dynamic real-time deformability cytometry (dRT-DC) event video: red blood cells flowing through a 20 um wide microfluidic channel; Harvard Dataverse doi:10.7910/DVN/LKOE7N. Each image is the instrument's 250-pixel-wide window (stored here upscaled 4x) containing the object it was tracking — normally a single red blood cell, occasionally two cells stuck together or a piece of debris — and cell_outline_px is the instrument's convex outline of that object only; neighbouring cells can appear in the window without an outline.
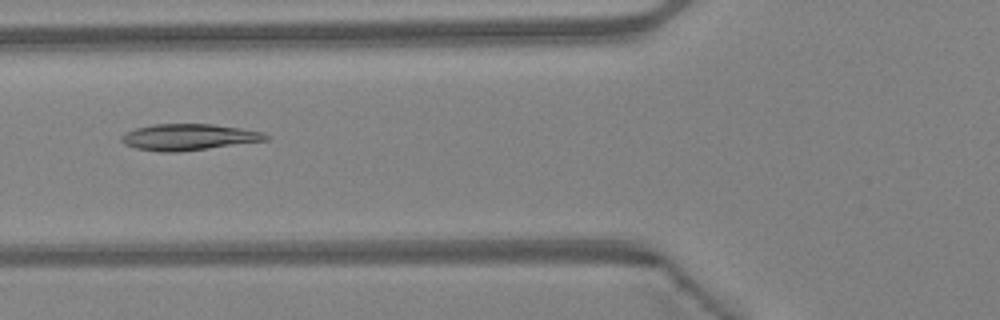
{"species": "Egyptian fruit bat (a non-hibernating species)", "species_latin": "Rousettus aegyptiacus", "temperature_condition": "warm", "stored_images_in_passage": 47, "camera_frame_rate_fps": 3000, "um_per_image_px": 0.085, "animal": {"sex": "female"}, "frame": {"image": 1, "passage_image": 18, "time_ms": 5.667, "image_size_px": [1000, 320], "cell_outline_px": [[272, 136], [268, 140], [208, 148], [176, 152], [160, 152], [136, 148], [124, 144], [120, 140], [120, 136], [136, 128], [152, 124], [212, 124], [240, 128], [264, 132]], "centroid_in_image_um": [16.05, 11.65], "position_along_channel_um": 109.7, "area_um2": 22.08}}
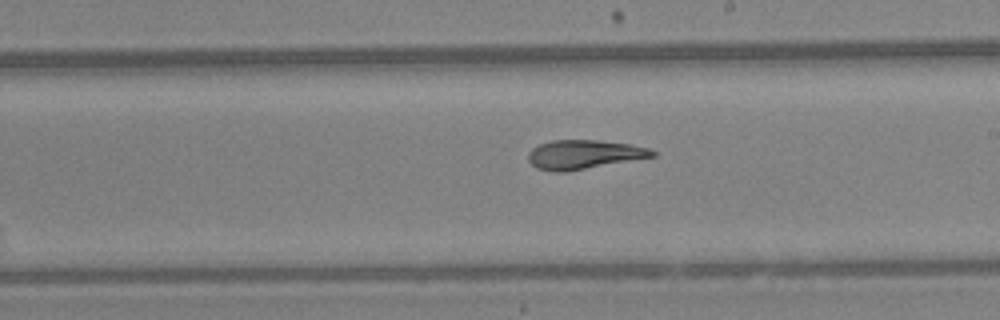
{"frame": {"image": 2, "passage_image": 27, "time_ms": 8.667, "image_size_px": [1000, 320], "cell_outline_px": [[656, 156], [564, 172], [552, 172], [536, 168], [528, 160], [528, 152], [532, 148], [540, 144], [552, 140], [596, 140], [628, 144], [648, 148], [656, 152]], "centroid_in_image_um": [49.59, 13.13], "position_along_channel_um": 239.4, "area_um2": 20.87}}
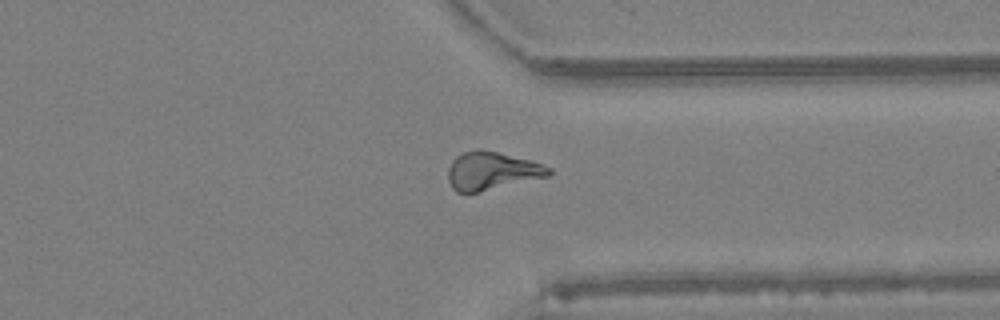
{"frame": {"image": 3, "passage_image": 36, "time_ms": 11.667, "image_size_px": [1000, 320], "cell_outline_px": [[552, 172], [548, 176], [476, 192], [456, 192], [452, 188], [448, 180], [448, 168], [452, 160], [456, 156], [464, 152], [476, 148], [480, 148], [528, 160], [552, 168]], "centroid_in_image_um": [41.75, 14.51], "position_along_channel_um": 369.7, "area_um2": 21.96}, "authors_computed_cell_mechanics": {"area_um2": 21.964, "velocity_mm_per_s": 4.3351, "shape_relaxation_time_tau1_ms": null, "shape_relaxation_time_tau2_ms": 3.7304, "deformation_change_tau1": null, "deformation_change_tau2": 0.1035}}